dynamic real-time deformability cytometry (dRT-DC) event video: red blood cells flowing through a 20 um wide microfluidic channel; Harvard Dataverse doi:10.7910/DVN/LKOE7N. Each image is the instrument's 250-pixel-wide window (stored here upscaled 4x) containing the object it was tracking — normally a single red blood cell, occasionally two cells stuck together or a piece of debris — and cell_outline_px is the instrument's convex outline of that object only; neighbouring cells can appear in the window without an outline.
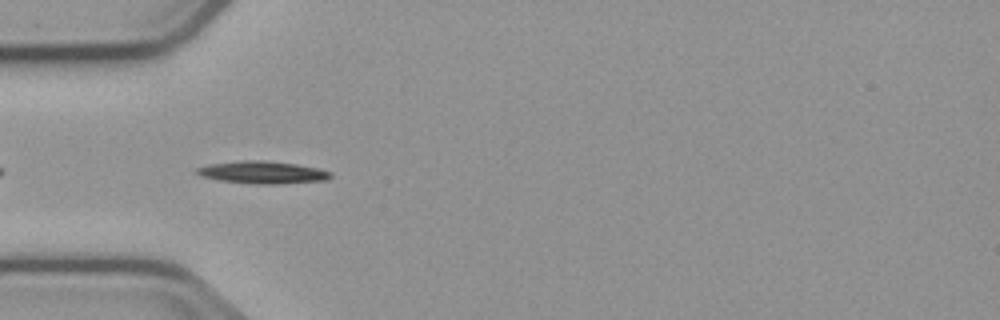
{"species": "common noctule bat (a hibernating species)", "species_latin": "Nyctalus noctula", "temperature_condition": "cold", "stored_images_in_passage": 41, "camera_frame_rate_fps": 3000, "um_per_image_px": 0.085, "animal": {"sex": "male", "body_mass_g": 23.1, "forearm_length_mm": 52.7}, "frame": {"image": 1, "passage_image": 3, "time_ms": 0.667, "image_size_px": [1000, 320], "cell_outline_px": [[332, 176], [328, 180], [276, 184], [260, 184], [220, 180], [200, 176], [192, 172], [196, 168], [208, 164], [240, 160], [264, 160], [296, 164], [316, 168], [332, 172]], "centroid_in_image_um": [22.28, 14.64], "position_along_channel_um": 62.7, "area_um2": 17.57}}
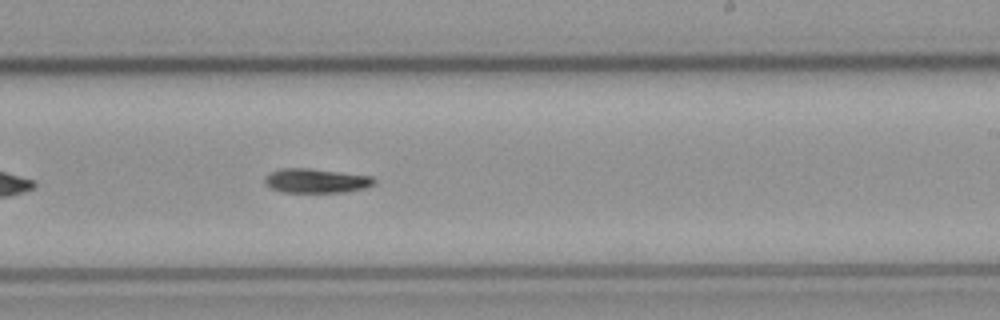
{"frame": {"image": 2, "passage_image": 19, "time_ms": 6.0, "image_size_px": [1000, 320], "cell_outline_px": [[376, 184], [364, 188], [344, 192], [284, 192], [272, 188], [264, 184], [264, 176], [280, 168], [308, 168], [372, 176], [376, 180]], "centroid_in_image_um": [26.87, 15.36], "position_along_channel_um": 262.1, "area_um2": 15.49}}
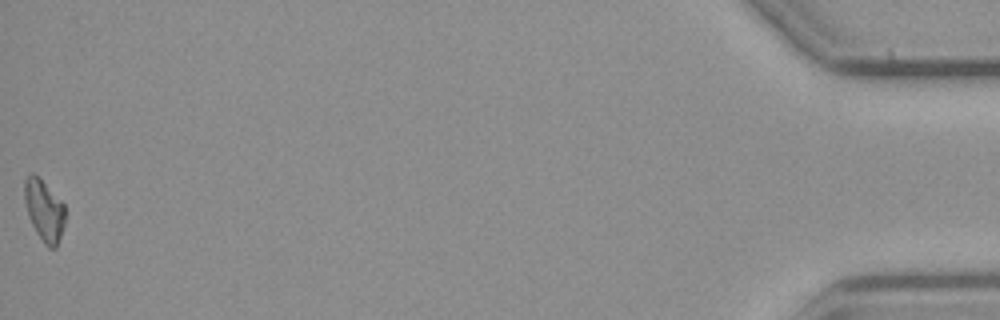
{"frame": {"image": 3, "passage_image": 41, "time_ms": 13.333, "image_size_px": [1000, 320], "cell_outline_px": [[64, 224], [56, 248], [48, 248], [44, 244], [36, 232], [28, 216], [24, 200], [24, 180], [32, 172], [64, 204]], "centroid_in_image_um": [3.73, 17.92], "position_along_channel_um": 431.5, "area_um2": 14.16}, "authors_computed_cell_mechanics": {"area_um2": 15.2592, "velocity_mm_per_s": 3.7492, "shape_relaxation_time_tau1_ms": 4.8682, "shape_relaxation_time_tau2_ms": null, "deformation_change_tau1": 0.1469, "deformation_change_tau2": null}}